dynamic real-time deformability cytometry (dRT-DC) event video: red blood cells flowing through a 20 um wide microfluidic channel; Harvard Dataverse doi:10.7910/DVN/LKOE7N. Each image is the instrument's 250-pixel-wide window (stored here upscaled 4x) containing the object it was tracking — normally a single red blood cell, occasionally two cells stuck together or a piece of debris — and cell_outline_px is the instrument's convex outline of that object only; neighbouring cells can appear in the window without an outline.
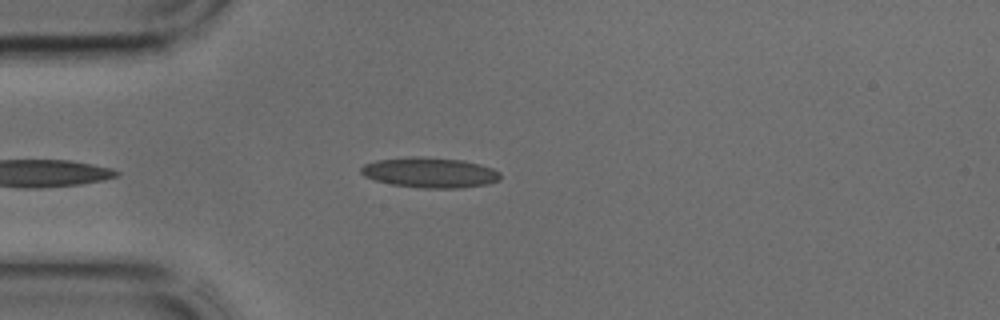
{"species": "common noctule bat (a hibernating species)", "species_latin": "Nyctalus noctula", "temperature_condition": "cold", "stored_images_in_passage": 31, "camera_frame_rate_fps": 3000, "um_per_image_px": 0.085, "animal": {"sex": "male", "body_mass_g": 17.9, "forearm_length_mm": 54.2}, "frame": {"image": 1, "passage_image": 1, "time_ms": 0.0, "image_size_px": [1000, 320], "cell_outline_px": [[500, 180], [488, 184], [460, 188], [420, 188], [392, 184], [376, 180], [364, 176], [360, 172], [360, 168], [364, 164], [376, 160], [412, 156], [416, 156], [464, 160], [480, 164], [492, 168], [500, 172]], "centroid_in_image_um": [36.55, 14.66], "position_along_channel_um": 48.5, "area_um2": 24.68}}
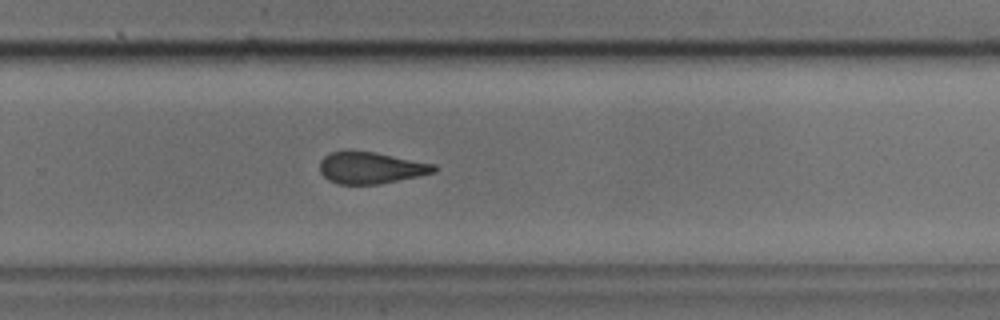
{"frame": {"image": 2, "passage_image": 18, "time_ms": 5.667, "image_size_px": [1000, 320], "cell_outline_px": [[440, 168], [436, 172], [380, 184], [336, 184], [328, 180], [320, 172], [320, 160], [324, 156], [332, 152], [348, 148], [376, 152], [436, 164]], "centroid_in_image_um": [31.51, 14.23], "position_along_channel_um": 298.3, "area_um2": 21.68}}